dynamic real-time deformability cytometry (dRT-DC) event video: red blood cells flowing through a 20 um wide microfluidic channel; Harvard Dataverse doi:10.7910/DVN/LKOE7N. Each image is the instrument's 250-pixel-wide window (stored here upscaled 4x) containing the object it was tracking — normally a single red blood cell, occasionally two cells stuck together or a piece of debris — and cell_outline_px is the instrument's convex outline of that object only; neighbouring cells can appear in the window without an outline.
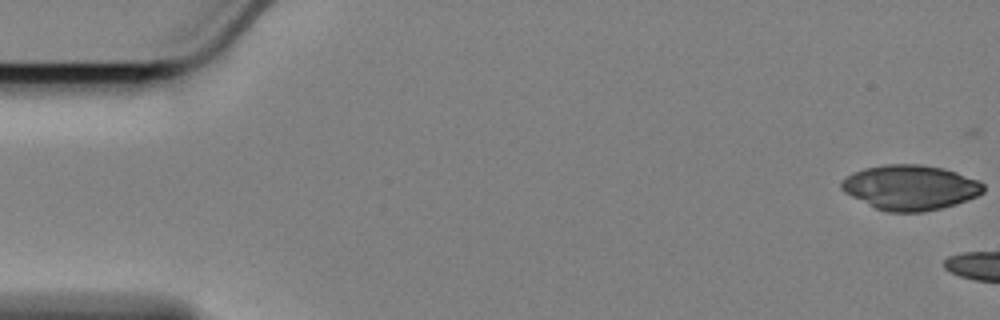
{"species": "Egyptian fruit bat (a non-hibernating species)", "species_latin": "Rousettus aegyptiacus", "temperature_condition": "cold", "stored_images_in_passage": 5, "camera_frame_rate_fps": 3000, "um_per_image_px": 0.085, "animal": {"sex": "female"}, "frame": {"image": 1, "passage_image": 1, "time_ms": 0.0, "image_size_px": [1000, 320], "cell_outline_px": [[984, 192], [976, 196], [956, 204], [924, 212], [888, 212], [876, 208], [844, 192], [840, 188], [840, 180], [852, 172], [864, 168], [884, 164], [920, 164], [944, 168], [980, 180], [984, 184]], "centroid_in_image_um": [77.37, 15.92], "position_along_channel_um": 7.6, "area_um2": 37.34}}